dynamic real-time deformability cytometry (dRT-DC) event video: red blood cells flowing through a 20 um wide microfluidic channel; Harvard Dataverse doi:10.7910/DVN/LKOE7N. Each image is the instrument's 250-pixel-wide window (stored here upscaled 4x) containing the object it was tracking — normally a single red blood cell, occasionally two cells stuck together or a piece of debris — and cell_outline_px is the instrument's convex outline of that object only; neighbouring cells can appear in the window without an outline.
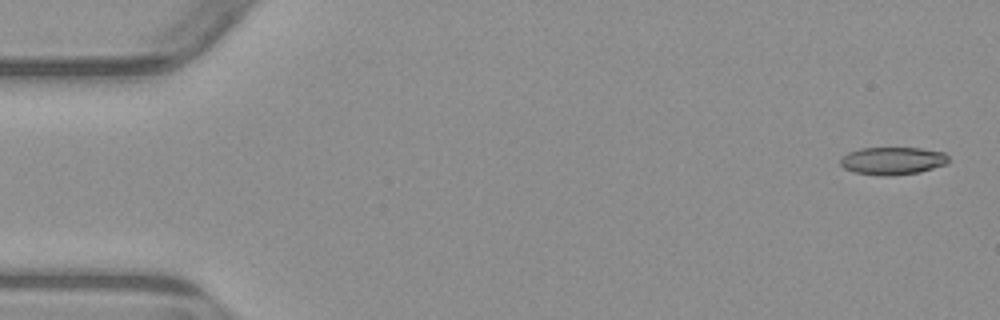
{"species": "common noctule bat (a hibernating species)", "species_latin": "Nyctalus noctula", "temperature_condition": "warm", "stored_images_in_passage": 4, "camera_frame_rate_fps": 3000, "um_per_image_px": 0.085, "animal": {"sex": "male", "body_mass_g": 23.1, "forearm_length_mm": 52.7}, "frame": {"image": 1, "passage_image": 1, "time_ms": 0.0, "image_size_px": [1000, 320], "cell_outline_px": [[948, 164], [920, 172], [888, 176], [880, 176], [856, 172], [844, 168], [840, 164], [840, 160], [848, 152], [860, 148], [920, 148], [944, 152], [948, 156]], "centroid_in_image_um": [75.89, 13.67], "position_along_channel_um": 9.1, "area_um2": 17.46}}
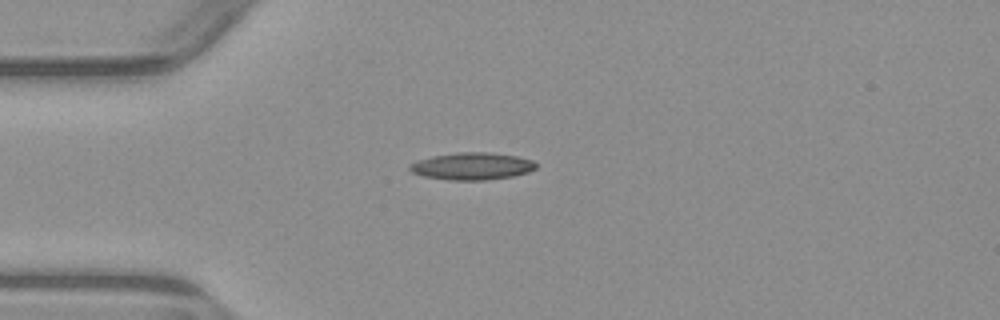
{"frame": {"image": 2, "passage_image": 4, "time_ms": 4.0, "image_size_px": [1000, 320], "cell_outline_px": [[536, 168], [528, 172], [512, 176], [488, 180], [448, 180], [424, 176], [412, 172], [408, 168], [412, 164], [420, 160], [432, 156], [456, 152], [488, 152], [516, 156], [532, 160], [536, 164]], "centroid_in_image_um": [40.14, 14.13], "position_along_channel_um": 44.9, "area_um2": 19.88}}